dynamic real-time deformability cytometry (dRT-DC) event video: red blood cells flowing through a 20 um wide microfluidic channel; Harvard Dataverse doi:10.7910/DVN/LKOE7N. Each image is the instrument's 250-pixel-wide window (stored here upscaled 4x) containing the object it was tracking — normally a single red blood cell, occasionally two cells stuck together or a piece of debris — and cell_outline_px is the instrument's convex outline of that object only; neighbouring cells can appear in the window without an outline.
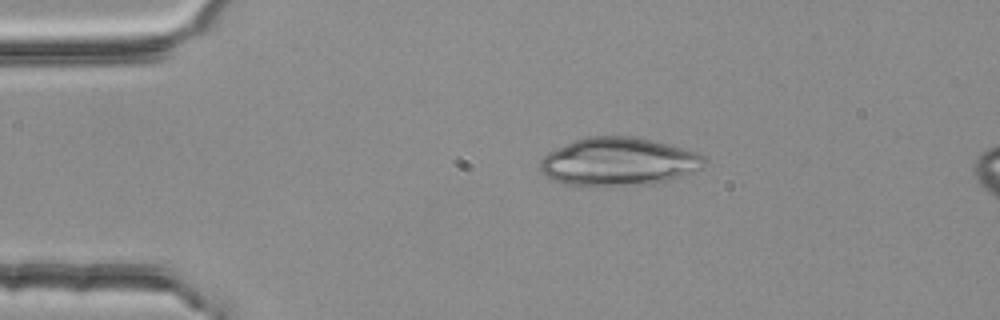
{"species": "common noctule bat (a hibernating species)", "species_latin": "Nyctalus noctula", "temperature_condition": "room temperature", "stored_images_in_passage": 3, "camera_frame_rate_fps": 3000, "um_per_image_px": 0.085, "animal": {"sex": "female", "body_mass_g": 25.1}, "frame": {"image": 1, "passage_image": 1, "time_ms": 0.0, "image_size_px": [1000, 320], "cell_outline_px": [[708, 160], [704, 168], [696, 172], [668, 180], [652, 184], [564, 184], [552, 180], [544, 176], [540, 168], [540, 160], [548, 152], [572, 140], [588, 136], [632, 136], [652, 140], [668, 144], [696, 152], [704, 156]], "centroid_in_image_um": [52.6, 13.72], "position_along_channel_um": 32.4, "area_um2": 45.95}}